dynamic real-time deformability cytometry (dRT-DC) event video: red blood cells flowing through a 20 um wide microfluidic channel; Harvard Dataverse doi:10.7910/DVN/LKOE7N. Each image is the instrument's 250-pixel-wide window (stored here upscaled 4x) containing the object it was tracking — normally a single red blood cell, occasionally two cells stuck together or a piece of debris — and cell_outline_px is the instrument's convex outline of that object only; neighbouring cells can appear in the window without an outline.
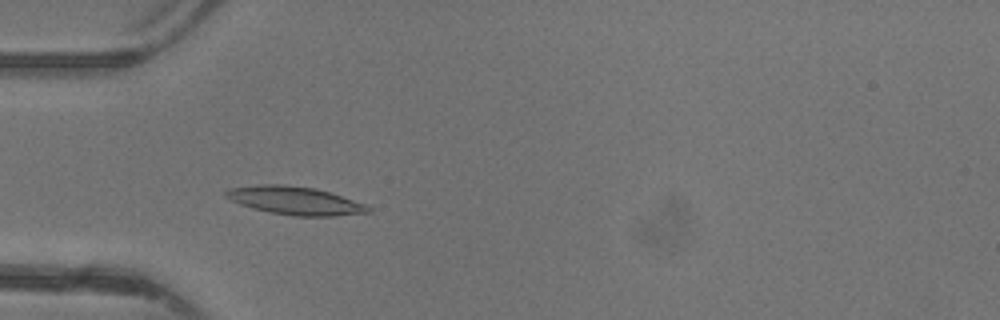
{"species": "common noctule bat (a hibernating species)", "species_latin": "Nyctalus noctula", "temperature_condition": "warm", "stored_images_in_passage": 45, "camera_frame_rate_fps": 3000, "um_per_image_px": 0.085, "animal": {"sex": "female"}, "frame": {"image": 1, "passage_image": 13, "time_ms": 4.0, "image_size_px": [1000, 320], "cell_outline_px": [[372, 212], [336, 216], [296, 216], [268, 212], [252, 208], [240, 204], [224, 196], [224, 192], [228, 188], [260, 184], [280, 184], [316, 188], [364, 204], [372, 208]], "centroid_in_image_um": [25.05, 17.05], "position_along_channel_um": 60.0, "area_um2": 23.29}}
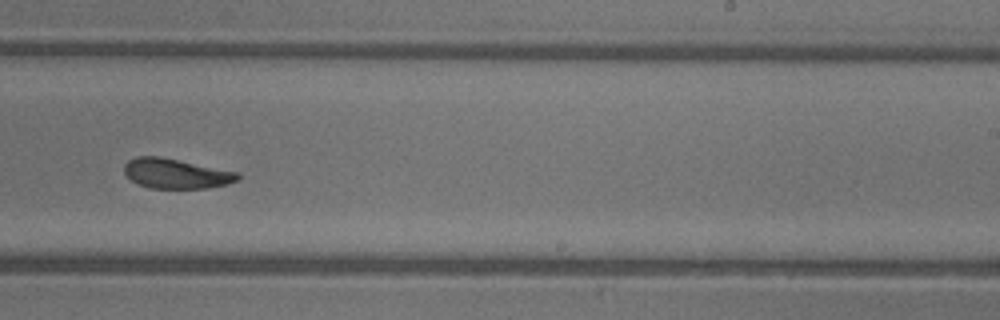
{"frame": {"image": 2, "passage_image": 28, "time_ms": 9.0, "image_size_px": [1000, 320], "cell_outline_px": [[240, 176], [236, 180], [228, 184], [208, 188], [148, 188], [132, 180], [124, 172], [124, 164], [128, 160], [136, 156], [160, 156], [240, 172]], "centroid_in_image_um": [14.97, 14.74], "position_along_channel_um": 274.0, "area_um2": 19.83}}
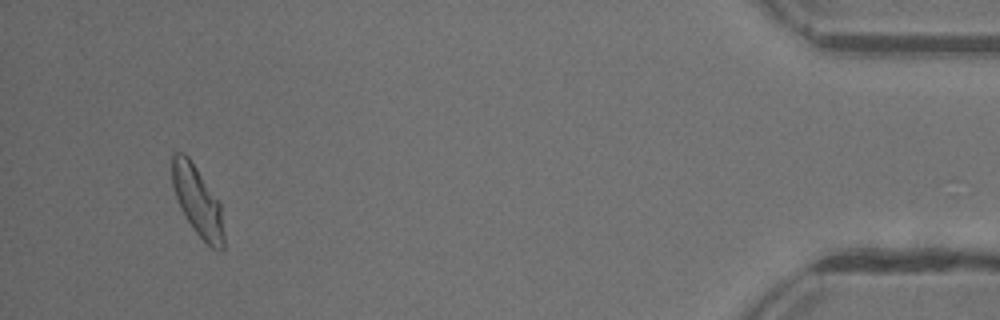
{"frame": {"image": 3, "passage_image": 43, "time_ms": 14.0, "image_size_px": [1000, 320], "cell_outline_px": [[224, 248], [212, 248], [192, 228], [180, 208], [172, 184], [172, 152], [184, 152], [188, 156], [220, 204], [224, 232]], "centroid_in_image_um": [16.77, 17.08], "position_along_channel_um": 418.4, "area_um2": 20.58}, "authors_computed_cell_mechanics": {"area_um2": 20.9814, "velocity_mm_per_s": 4.3746, "shape_relaxation_time_tau1_ms": 4.674, "shape_relaxation_time_tau2_ms": 2.1303, "deformation_change_tau1": 0.1758, "deformation_change_tau2": 0.0871}}